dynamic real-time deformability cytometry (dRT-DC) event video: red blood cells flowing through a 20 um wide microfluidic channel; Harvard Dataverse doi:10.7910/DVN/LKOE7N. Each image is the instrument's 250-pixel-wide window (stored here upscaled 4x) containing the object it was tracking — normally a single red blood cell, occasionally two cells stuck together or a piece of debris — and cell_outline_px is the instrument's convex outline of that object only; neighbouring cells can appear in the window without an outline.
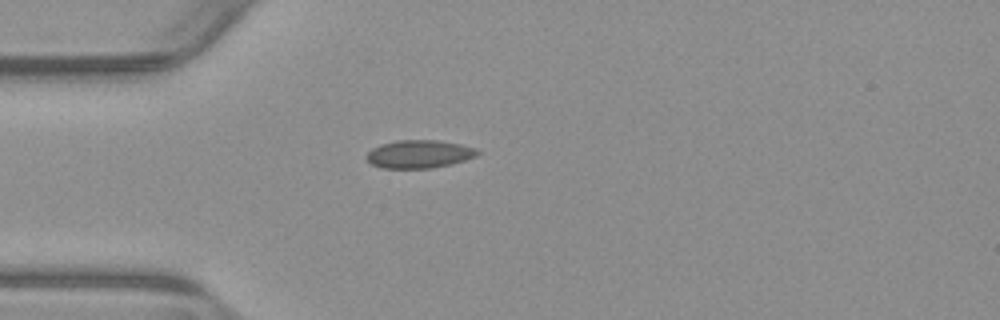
{"species": "common noctule bat (a hibernating species)", "species_latin": "Nyctalus noctula", "temperature_condition": "warm", "stored_images_in_passage": 33, "camera_frame_rate_fps": 3000, "um_per_image_px": 0.085, "animal": {"sex": "male", "body_mass_g": 23.1, "forearm_length_mm": 52.7}, "frame": {"image": 1, "passage_image": 1, "time_ms": 0.0, "image_size_px": [1000, 320], "cell_outline_px": [[480, 152], [476, 156], [452, 164], [432, 168], [380, 168], [372, 164], [368, 160], [368, 152], [372, 148], [384, 144], [400, 140], [436, 140], [460, 144], [476, 148]], "centroid_in_image_um": [35.66, 13.1], "position_along_channel_um": 49.3, "area_um2": 17.92}}
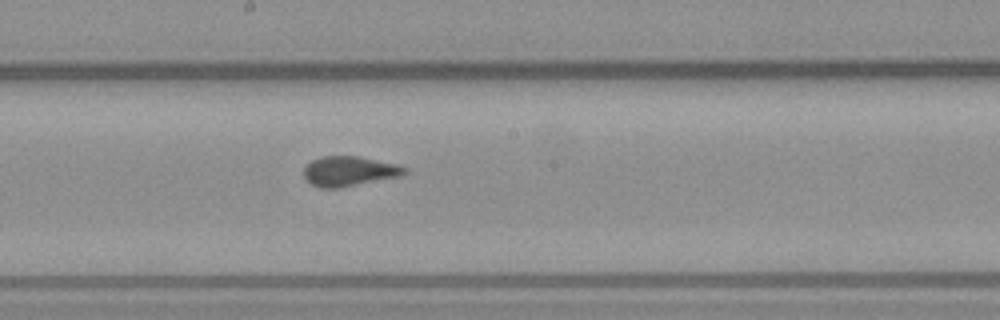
{"frame": {"image": 2, "passage_image": 15, "time_ms": 4.667, "image_size_px": [1000, 320], "cell_outline_px": [[408, 168], [404, 172], [396, 176], [340, 188], [320, 188], [312, 184], [304, 176], [304, 168], [312, 160], [320, 156], [360, 156], [396, 164]], "centroid_in_image_um": [29.63, 14.54], "position_along_channel_um": 218.6, "area_um2": 17.22}}
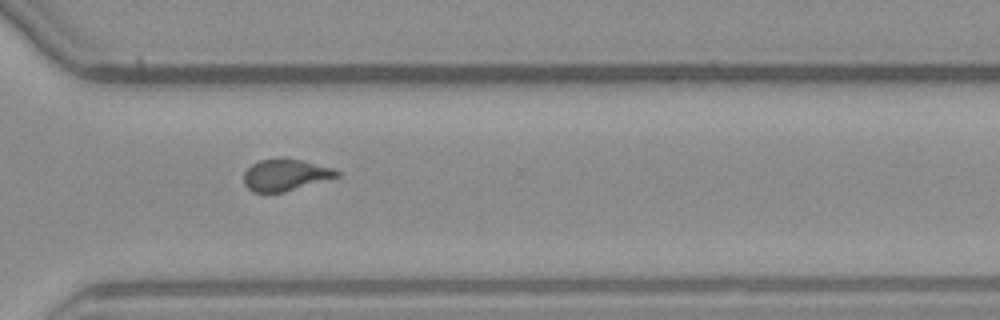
{"frame": {"image": 3, "passage_image": 25, "time_ms": 8.0, "image_size_px": [1000, 320], "cell_outline_px": [[340, 176], [284, 192], [252, 192], [244, 184], [244, 172], [252, 164], [260, 160], [300, 160], [332, 168], [340, 172]], "centroid_in_image_um": [24.25, 14.9], "position_along_channel_um": 346.4, "area_um2": 16.65}}